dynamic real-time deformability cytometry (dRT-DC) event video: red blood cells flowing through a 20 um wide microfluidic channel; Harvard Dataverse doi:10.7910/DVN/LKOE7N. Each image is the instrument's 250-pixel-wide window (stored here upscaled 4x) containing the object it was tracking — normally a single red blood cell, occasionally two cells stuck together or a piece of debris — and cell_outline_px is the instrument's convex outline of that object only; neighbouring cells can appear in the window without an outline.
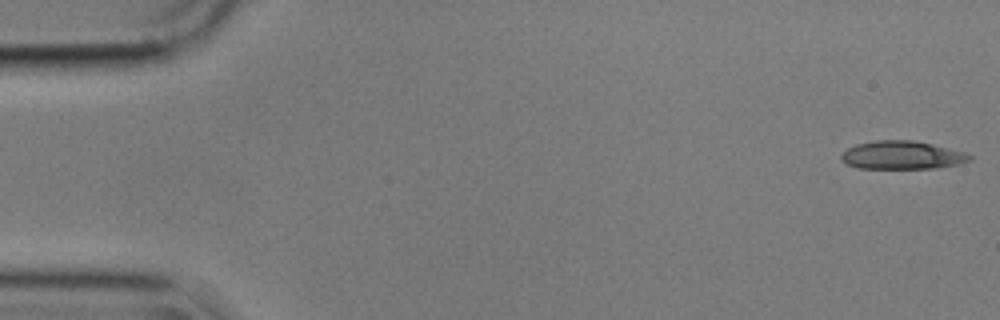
{"species": "common noctule bat (a hibernating species)", "species_latin": "Nyctalus noctula", "temperature_condition": "cold", "stored_images_in_passage": 17, "camera_frame_rate_fps": 3000, "um_per_image_px": 0.085, "animal": {"sex": "male", "body_mass_g": 17.9}, "frame": {"image": 1, "passage_image": 1, "time_ms": 0.0, "image_size_px": [1000, 320], "cell_outline_px": [[972, 160], [956, 164], [936, 168], [856, 168], [848, 164], [840, 156], [848, 148], [856, 144], [876, 140], [912, 140], [932, 144], [964, 152], [972, 156]], "centroid_in_image_um": [76.68, 13.18], "position_along_channel_um": 8.3, "area_um2": 20.87}}
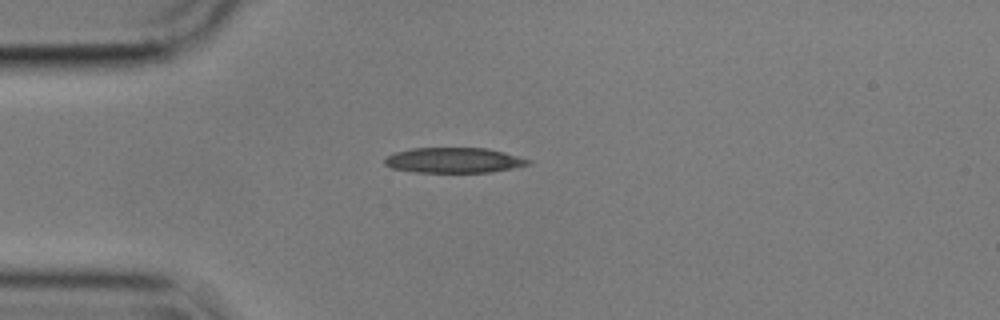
{"frame": {"image": 2, "passage_image": 14, "time_ms": 4.333, "image_size_px": [1000, 320], "cell_outline_px": [[532, 164], [512, 168], [488, 172], [416, 172], [392, 168], [384, 164], [384, 160], [388, 156], [396, 152], [412, 148], [488, 148], [504, 152], [532, 160]], "centroid_in_image_um": [38.6, 13.62], "position_along_channel_um": 46.4, "area_um2": 21.04}}